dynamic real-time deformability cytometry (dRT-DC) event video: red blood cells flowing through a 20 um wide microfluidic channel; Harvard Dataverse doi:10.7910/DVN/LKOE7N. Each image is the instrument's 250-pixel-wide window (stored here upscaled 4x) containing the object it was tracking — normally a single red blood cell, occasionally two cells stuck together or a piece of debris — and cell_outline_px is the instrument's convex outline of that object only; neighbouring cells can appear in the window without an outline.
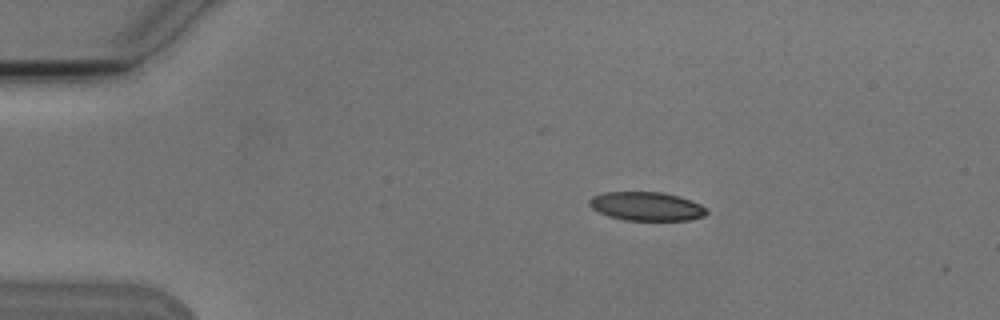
{"species": "Egyptian fruit bat (a non-hibernating species)", "species_latin": "Rousettus aegyptiacus", "temperature_condition": "cold", "stored_images_in_passage": 3, "camera_frame_rate_fps": 3000, "um_per_image_px": 0.085, "animal": {"sex": "male"}, "frame": {"image": 1, "passage_image": 2, "time_ms": 1.333, "image_size_px": [1000, 320], "cell_outline_px": [[708, 212], [704, 216], [688, 220], [624, 220], [608, 216], [592, 208], [588, 204], [588, 200], [592, 196], [604, 192], [664, 192], [680, 196], [692, 200], [700, 204]], "centroid_in_image_um": [54.94, 17.53], "position_along_channel_um": 30.1, "area_um2": 19.71}}